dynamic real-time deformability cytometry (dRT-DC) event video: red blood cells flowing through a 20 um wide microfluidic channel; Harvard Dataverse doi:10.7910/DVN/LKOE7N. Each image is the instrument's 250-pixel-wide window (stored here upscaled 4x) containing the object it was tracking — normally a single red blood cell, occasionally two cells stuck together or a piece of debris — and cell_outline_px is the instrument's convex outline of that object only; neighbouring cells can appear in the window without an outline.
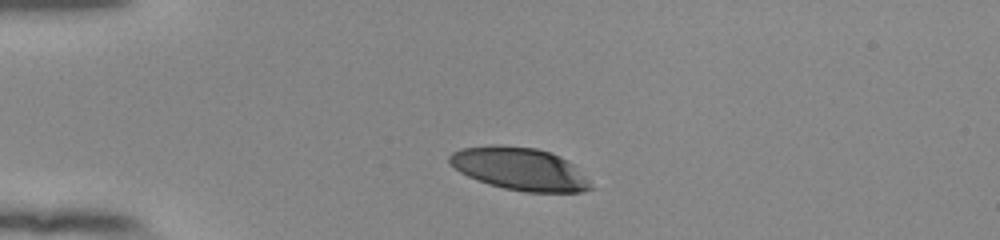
{"species": "human", "species_latin": "Homo sapiens", "temperature_condition": "room temperature", "stored_images_in_passage": 36, "camera_frame_rate_fps": 3000, "um_per_image_px": 0.085, "donor": {"sex": "female"}, "frame": {"image": 1, "passage_image": 1, "time_ms": 0.0, "image_size_px": [1000, 240], "cell_outline_px": [[596, 188], [580, 192], [524, 192], [504, 188], [488, 184], [476, 180], [460, 172], [448, 164], [448, 156], [452, 152], [460, 148], [496, 144], [500, 144], [536, 148], [560, 156], [572, 164]], "centroid_in_image_um": [44.13, 14.35], "position_along_channel_um": 40.9, "area_um2": 35.32}}
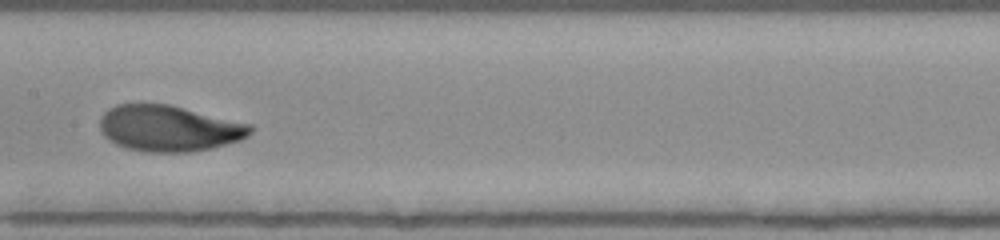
{"frame": {"image": 2, "passage_image": 16, "time_ms": 5.0, "image_size_px": [1000, 240], "cell_outline_px": [[252, 132], [248, 136], [240, 140], [212, 148], [192, 152], [148, 152], [128, 148], [116, 144], [108, 140], [100, 132], [100, 116], [108, 108], [116, 104], [168, 104], [252, 124]], "centroid_in_image_um": [14.35, 10.91], "position_along_channel_um": 193.1, "area_um2": 40.52}}
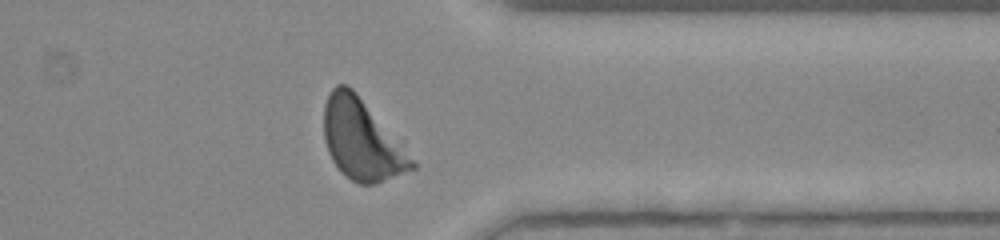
{"frame": {"image": 3, "passage_image": 31, "time_ms": 10.0, "image_size_px": [1000, 240], "cell_outline_px": [[416, 168], [376, 184], [360, 184], [352, 180], [340, 172], [332, 160], [328, 152], [324, 140], [324, 104], [332, 88], [336, 84], [348, 84], [356, 92], [416, 164]], "centroid_in_image_um": [30.68, 11.89], "position_along_channel_um": 380.7, "area_um2": 40.34}, "authors_computed_cell_mechanics": {"area_um2": 40.4022, "velocity_mm_per_s": 3.8388, "shape_relaxation_time_tau1_ms": 3.9971, "shape_relaxation_time_tau2_ms": 0.8394, "deformation_change_tau1": 0.1892, "deformation_change_tau2": 0.0544}}